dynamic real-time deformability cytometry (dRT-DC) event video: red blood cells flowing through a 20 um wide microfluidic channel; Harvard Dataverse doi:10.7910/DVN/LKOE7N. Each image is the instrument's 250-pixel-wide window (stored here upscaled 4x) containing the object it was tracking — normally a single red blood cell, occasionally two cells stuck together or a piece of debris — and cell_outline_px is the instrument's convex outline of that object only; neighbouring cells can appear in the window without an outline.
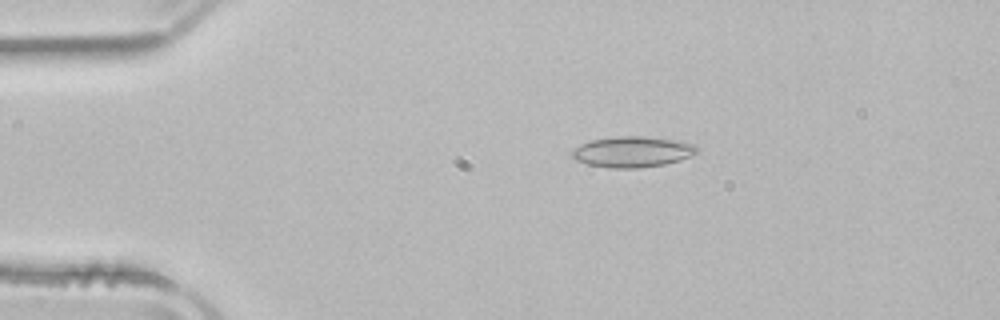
{"species": "common noctule bat (a hibernating species)", "species_latin": "Nyctalus noctula", "temperature_condition": "room temperature", "stored_images_in_passage": 49, "camera_frame_rate_fps": 3000, "um_per_image_px": 0.085, "animal": {"sex": "male", "body_mass_g": 21.5, "forearm_length_mm": 52.0}, "frame": {"image": 1, "passage_image": 7, "time_ms": 2.0, "image_size_px": [1000, 320], "cell_outline_px": [[696, 152], [692, 156], [680, 160], [664, 164], [636, 168], [608, 168], [588, 164], [576, 160], [572, 156], [572, 152], [580, 144], [592, 140], [620, 136], [640, 136], [672, 140], [692, 144], [696, 148]], "centroid_in_image_um": [53.73, 12.91], "position_along_channel_um": 31.3, "area_um2": 21.96}}
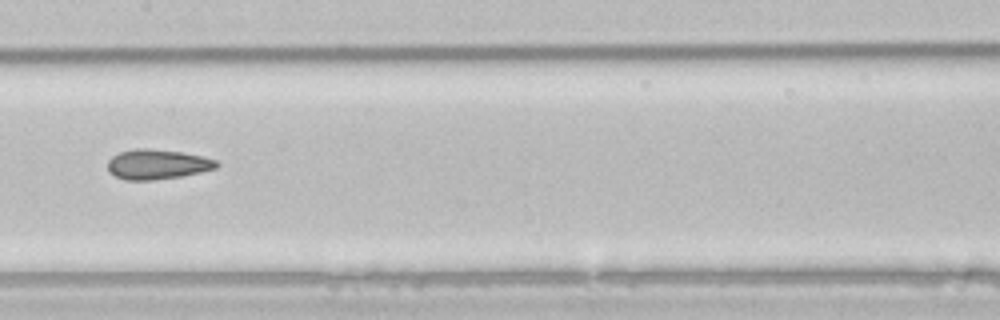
{"frame": {"image": 2, "passage_image": 23, "time_ms": 7.333, "image_size_px": [1000, 320], "cell_outline_px": [[220, 164], [216, 168], [200, 172], [180, 176], [152, 180], [124, 180], [108, 172], [108, 160], [112, 156], [120, 152], [136, 148], [148, 148], [180, 152], [200, 156], [216, 160]], "centroid_in_image_um": [13.34, 13.97], "position_along_channel_um": 194.1, "area_um2": 18.84}}
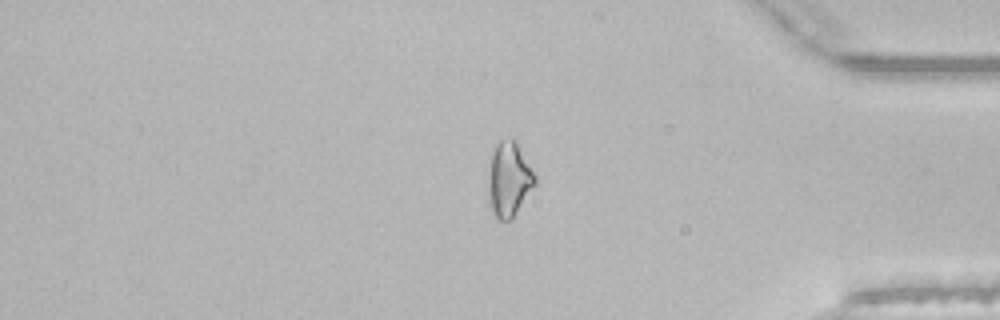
{"frame": {"image": 3, "passage_image": 40, "time_ms": 13.0, "image_size_px": [1000, 320], "cell_outline_px": [[536, 184], [516, 212], [508, 220], [496, 220], [492, 212], [488, 196], [488, 172], [492, 152], [496, 144], [500, 140], [512, 136], [516, 140], [536, 176]], "centroid_in_image_um": [43.25, 15.2], "position_along_channel_um": 392.0, "area_um2": 20.46}, "authors_computed_cell_mechanics": {"area_um2": 20.4612, "velocity_mm_per_s": 3.9459, "shape_relaxation_time_tau1_ms": null, "shape_relaxation_time_tau2_ms": 3.3569, "deformation_change_tau1": null, "deformation_change_tau2": 0.1094}}